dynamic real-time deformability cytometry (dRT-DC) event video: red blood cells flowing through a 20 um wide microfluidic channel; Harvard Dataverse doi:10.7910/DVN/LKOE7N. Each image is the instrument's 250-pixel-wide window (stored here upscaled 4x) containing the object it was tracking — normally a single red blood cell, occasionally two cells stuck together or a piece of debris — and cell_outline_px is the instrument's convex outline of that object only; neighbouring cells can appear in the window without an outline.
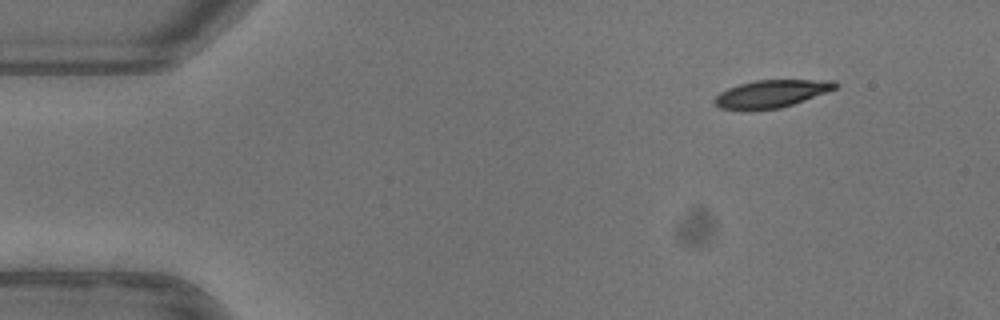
{"species": "common noctule bat (a hibernating species)", "species_latin": "Nyctalus noctula", "temperature_condition": "warm", "stored_images_in_passage": 47, "camera_frame_rate_fps": 3000, "um_per_image_px": 0.085, "animal": {"sex": "female"}, "frame": {"image": 1, "passage_image": 1, "time_ms": 0.0, "image_size_px": [1000, 320], "cell_outline_px": [[840, 84], [836, 88], [804, 100], [780, 108], [752, 112], [720, 108], [712, 100], [720, 92], [728, 88], [740, 84], [756, 80], [836, 80]], "centroid_in_image_um": [65.53, 7.99], "position_along_channel_um": 19.5, "area_um2": 19.65}}
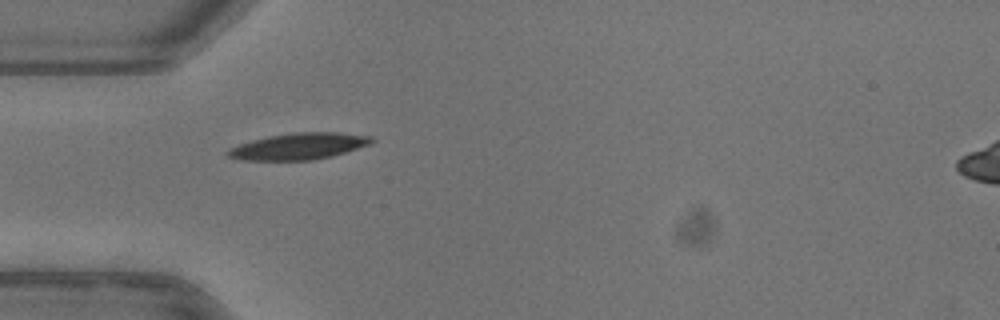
{"frame": {"image": 2, "passage_image": 11, "time_ms": 3.333, "image_size_px": [1000, 320], "cell_outline_px": [[376, 140], [372, 144], [332, 156], [312, 160], [240, 160], [228, 156], [224, 152], [228, 148], [252, 140], [268, 136], [292, 132], [340, 132], [372, 136]], "centroid_in_image_um": [25.42, 12.42], "position_along_channel_um": 59.6, "area_um2": 22.43}}
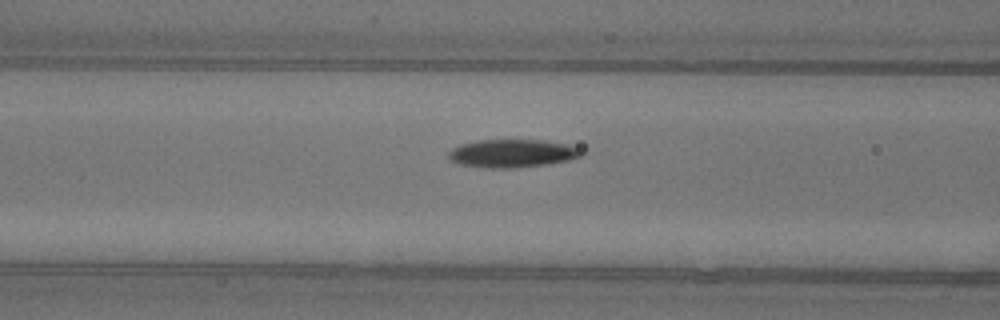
{"frame": {"image": 3, "passage_image": 16, "time_ms": 5.0, "image_size_px": [1000, 320], "cell_outline_px": [[584, 152], [580, 156], [568, 160], [544, 164], [512, 168], [484, 168], [460, 164], [452, 160], [448, 156], [448, 152], [452, 148], [460, 144], [476, 140], [544, 140], [568, 144], [580, 148]], "centroid_in_image_um": [43.53, 13.03], "position_along_channel_um": 123.1, "area_um2": 21.73}, "authors_computed_cell_mechanics": {"area_um2": 21.2126, "velocity_mm_per_s": 3.9316, "shape_relaxation_time_tau1_ms": 2.9454, "shape_relaxation_time_tau2_ms": 10.1523, "deformation_change_tau1": 0.144, "deformation_change_tau2": 0.1766}}